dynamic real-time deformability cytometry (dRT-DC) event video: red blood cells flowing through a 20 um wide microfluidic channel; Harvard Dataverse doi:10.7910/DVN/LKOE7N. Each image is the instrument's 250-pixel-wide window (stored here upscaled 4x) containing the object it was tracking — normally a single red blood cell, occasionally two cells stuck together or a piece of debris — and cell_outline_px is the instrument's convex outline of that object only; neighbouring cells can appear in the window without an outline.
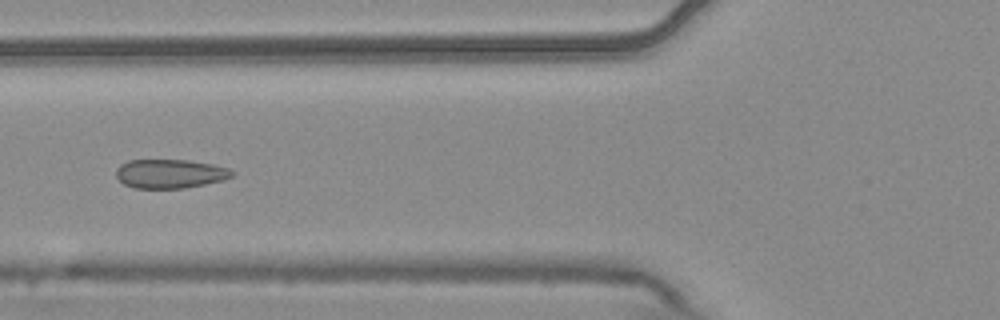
{"species": "common noctule bat (a hibernating species)", "species_latin": "Nyctalus noctula", "temperature_condition": "warm", "stored_images_in_passage": 9, "camera_frame_rate_fps": 3000, "um_per_image_px": 0.085, "animal": {"sex": "male", "body_mass_g": 20.4}, "frame": {"image": 1, "passage_image": 7, "time_ms": 2.0, "image_size_px": [1000, 320], "cell_outline_px": [[236, 172], [232, 176], [224, 180], [184, 188], [136, 188], [124, 184], [116, 176], [116, 168], [120, 164], [128, 160], [188, 160], [212, 164], [228, 168]], "centroid_in_image_um": [14.46, 14.76], "position_along_channel_um": 111.3, "area_um2": 19.59}}
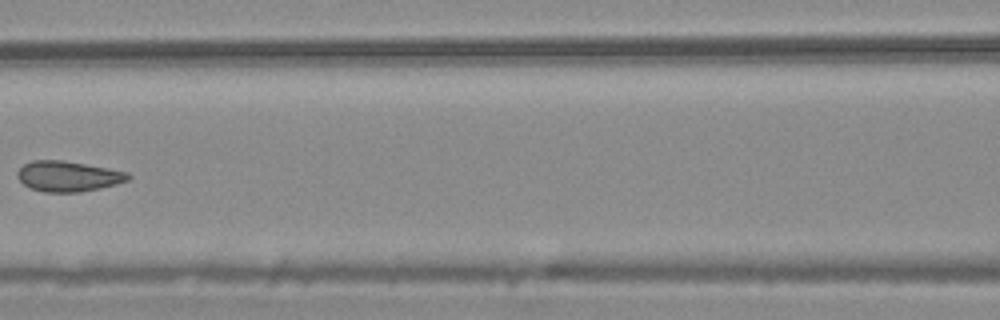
{"frame": {"image": 2, "passage_image": 8, "time_ms": 2.333, "image_size_px": [1000, 320], "cell_outline_px": [[132, 176], [128, 180], [116, 184], [100, 188], [80, 192], [44, 192], [32, 188], [24, 184], [16, 176], [16, 172], [24, 164], [32, 160], [64, 160], [108, 168], [128, 172]], "centroid_in_image_um": [5.79, 14.97], "position_along_channel_um": 160.8, "area_um2": 19.65}}
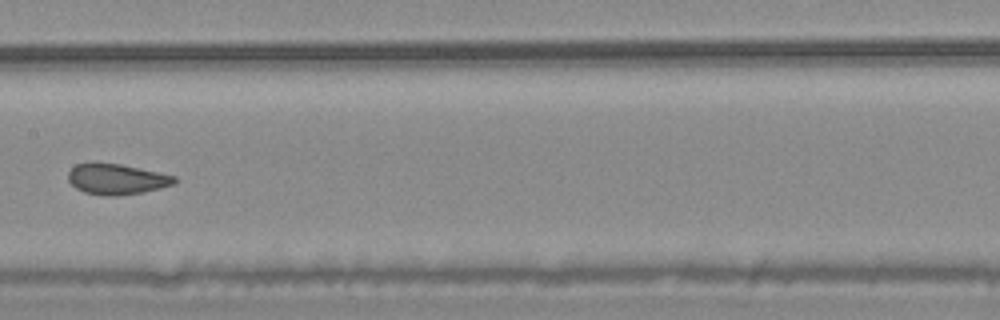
{"frame": {"image": 3, "passage_image": 9, "time_ms": 2.667, "image_size_px": [1000, 320], "cell_outline_px": [[180, 180], [176, 184], [144, 192], [116, 196], [108, 196], [84, 192], [76, 188], [68, 180], [68, 172], [76, 164], [120, 164], [176, 176]], "centroid_in_image_um": [9.97, 15.25], "position_along_channel_um": 197.4, "area_um2": 18.79}}